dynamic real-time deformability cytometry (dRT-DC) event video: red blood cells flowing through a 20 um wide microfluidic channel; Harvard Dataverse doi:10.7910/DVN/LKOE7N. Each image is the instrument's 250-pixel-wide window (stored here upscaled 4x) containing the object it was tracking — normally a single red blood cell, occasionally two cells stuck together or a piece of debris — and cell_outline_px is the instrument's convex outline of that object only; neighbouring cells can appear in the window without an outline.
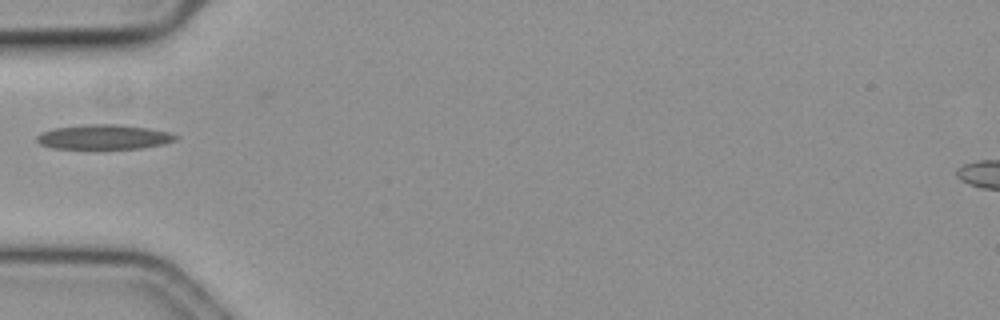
{"species": "common noctule bat (a hibernating species)", "species_latin": "Nyctalus noctula", "temperature_condition": "cold", "stored_images_in_passage": 28, "camera_frame_rate_fps": 3000, "um_per_image_px": 0.085, "animal": {"sex": "female", "body_mass_g": 19.3, "forearm_length_mm": 54.1}, "frame": {"image": 1, "passage_image": 1, "time_ms": 0.0, "image_size_px": [1000, 320], "cell_outline_px": [[180, 136], [176, 140], [164, 144], [144, 148], [52, 148], [40, 144], [36, 140], [36, 136], [40, 132], [56, 128], [84, 124], [120, 124], [148, 128], [168, 132]], "centroid_in_image_um": [8.85, 11.63], "position_along_channel_um": 76.2, "area_um2": 20.0}}
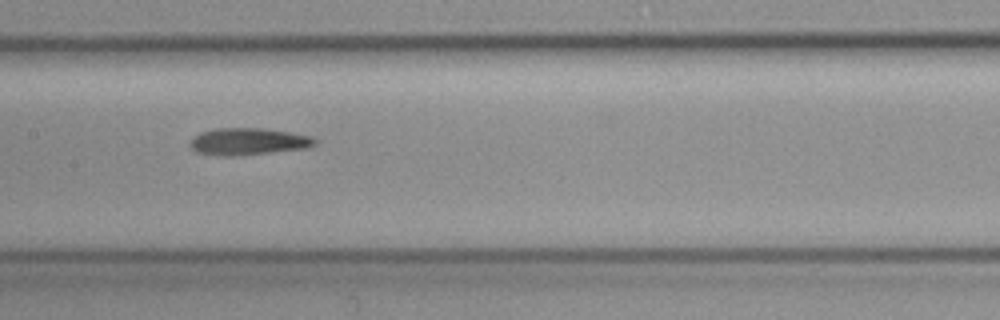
{"frame": {"image": 2, "passage_image": 10, "time_ms": 3.0, "image_size_px": [1000, 320], "cell_outline_px": [[320, 140], [316, 144], [304, 148], [268, 152], [228, 156], [196, 152], [192, 148], [192, 136], [200, 132], [216, 128], [264, 128], [292, 132], [312, 136]], "centroid_in_image_um": [21.14, 12.0], "position_along_channel_um": 186.3, "area_um2": 19.42}}
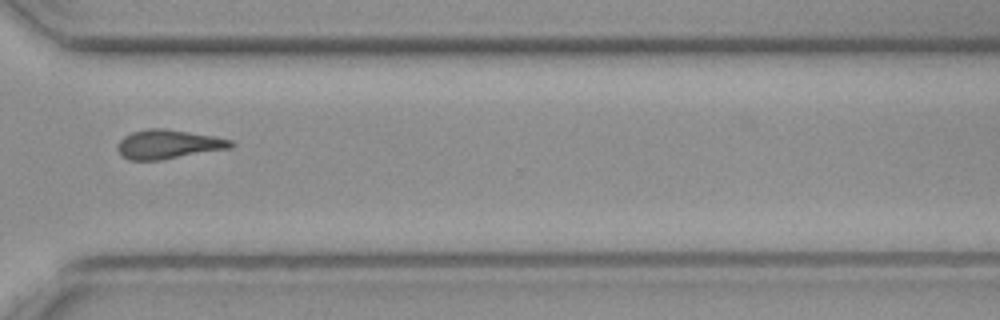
{"frame": {"image": 3, "passage_image": 24, "time_ms": 7.667, "image_size_px": [1000, 320], "cell_outline_px": [[236, 144], [232, 148], [160, 160], [128, 160], [116, 148], [120, 140], [124, 136], [132, 132], [148, 128], [164, 128], [216, 136], [232, 140]], "centroid_in_image_um": [14.35, 12.26], "position_along_channel_um": 356.3, "area_um2": 19.31}}